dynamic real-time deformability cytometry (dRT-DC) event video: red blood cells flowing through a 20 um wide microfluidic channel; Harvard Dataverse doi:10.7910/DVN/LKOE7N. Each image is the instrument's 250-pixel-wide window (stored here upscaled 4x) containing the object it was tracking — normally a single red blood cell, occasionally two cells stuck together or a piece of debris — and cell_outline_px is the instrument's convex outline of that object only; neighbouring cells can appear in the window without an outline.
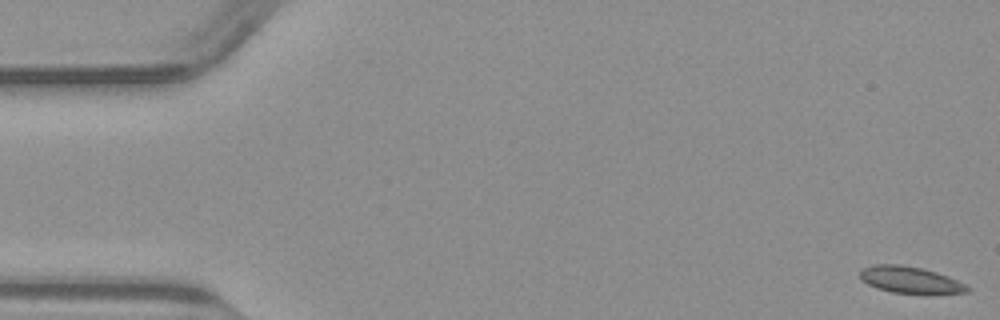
{"species": "common noctule bat (a hibernating species)", "species_latin": "Nyctalus noctula", "temperature_condition": "warm", "stored_images_in_passage": 50, "camera_frame_rate_fps": 3000, "um_per_image_px": 0.085, "animal": {"sex": "male", "body_mass_g": 23.1, "forearm_length_mm": 52.7}, "frame": {"image": 1, "passage_image": 1, "time_ms": 0.0, "image_size_px": [1000, 320], "cell_outline_px": [[972, 288], [968, 292], [928, 296], [892, 292], [876, 288], [860, 280], [860, 272], [864, 268], [872, 264], [900, 264], [920, 268], [936, 272], [948, 276]], "centroid_in_image_um": [77.41, 23.83], "position_along_channel_um": 7.6, "area_um2": 17.28}}
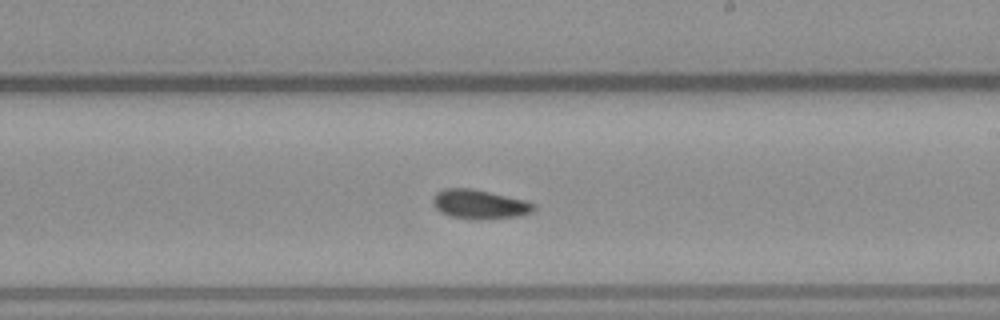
{"frame": {"image": 2, "passage_image": 29, "time_ms": 9.333, "image_size_px": [1000, 320], "cell_outline_px": [[536, 208], [532, 212], [516, 216], [452, 216], [440, 212], [432, 204], [432, 196], [436, 192], [444, 188], [472, 188], [524, 200], [536, 204]], "centroid_in_image_um": [40.71, 17.29], "position_along_channel_um": 248.3, "area_um2": 16.24}}
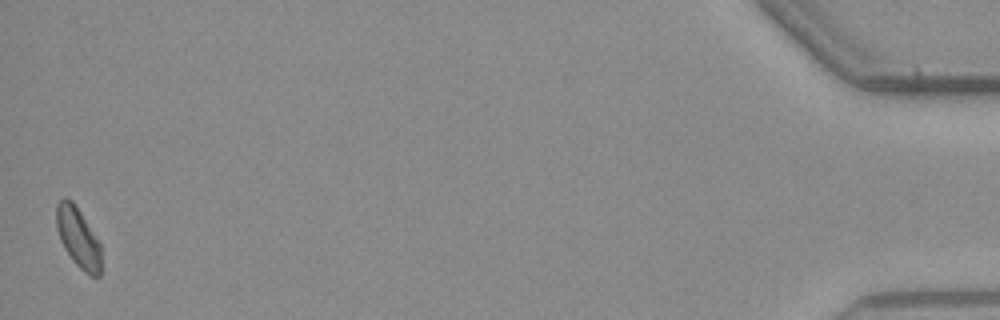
{"frame": {"image": 3, "passage_image": 50, "time_ms": 16.333, "image_size_px": [1000, 320], "cell_outline_px": [[100, 276], [88, 276], [72, 260], [64, 248], [60, 240], [56, 228], [56, 204], [64, 196], [72, 200], [80, 212], [100, 244]], "centroid_in_image_um": [6.61, 20.19], "position_along_channel_um": 428.6, "area_um2": 15.55}}